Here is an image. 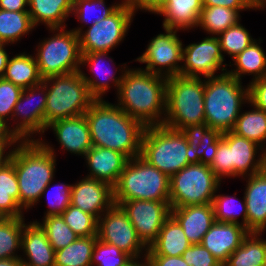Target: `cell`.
I'll list each match as a JSON object with an SVG mask.
<instances>
[{
  "instance_id": "8992f818",
  "label": "cell",
  "mask_w": 266,
  "mask_h": 266,
  "mask_svg": "<svg viewBox=\"0 0 266 266\" xmlns=\"http://www.w3.org/2000/svg\"><path fill=\"white\" fill-rule=\"evenodd\" d=\"M209 166L221 181L227 177L251 176L266 168V151L232 131L224 132L218 138V148Z\"/></svg>"
},
{
  "instance_id": "681fc988",
  "label": "cell",
  "mask_w": 266,
  "mask_h": 266,
  "mask_svg": "<svg viewBox=\"0 0 266 266\" xmlns=\"http://www.w3.org/2000/svg\"><path fill=\"white\" fill-rule=\"evenodd\" d=\"M210 127L206 122L196 125H190L181 130L187 139L191 154L198 148L201 139L204 137L205 132Z\"/></svg>"
},
{
  "instance_id": "91938a15",
  "label": "cell",
  "mask_w": 266,
  "mask_h": 266,
  "mask_svg": "<svg viewBox=\"0 0 266 266\" xmlns=\"http://www.w3.org/2000/svg\"><path fill=\"white\" fill-rule=\"evenodd\" d=\"M21 263L20 258L0 259V266H20Z\"/></svg>"
},
{
  "instance_id": "be15d7a7",
  "label": "cell",
  "mask_w": 266,
  "mask_h": 266,
  "mask_svg": "<svg viewBox=\"0 0 266 266\" xmlns=\"http://www.w3.org/2000/svg\"><path fill=\"white\" fill-rule=\"evenodd\" d=\"M20 266H28V265H26V264H24V263H21Z\"/></svg>"
},
{
  "instance_id": "f35d334b",
  "label": "cell",
  "mask_w": 266,
  "mask_h": 266,
  "mask_svg": "<svg viewBox=\"0 0 266 266\" xmlns=\"http://www.w3.org/2000/svg\"><path fill=\"white\" fill-rule=\"evenodd\" d=\"M234 196L225 194H216L213 198V208L215 221L225 223H237L244 226L247 229V210L245 203V196L243 201ZM237 200V201H236ZM241 214V215H240ZM239 216H242L241 222H239Z\"/></svg>"
},
{
  "instance_id": "cb8c5ba5",
  "label": "cell",
  "mask_w": 266,
  "mask_h": 266,
  "mask_svg": "<svg viewBox=\"0 0 266 266\" xmlns=\"http://www.w3.org/2000/svg\"><path fill=\"white\" fill-rule=\"evenodd\" d=\"M22 251L20 260L28 266H54L55 251L38 223L30 221L24 225L21 237Z\"/></svg>"
},
{
  "instance_id": "836d02e7",
  "label": "cell",
  "mask_w": 266,
  "mask_h": 266,
  "mask_svg": "<svg viewBox=\"0 0 266 266\" xmlns=\"http://www.w3.org/2000/svg\"><path fill=\"white\" fill-rule=\"evenodd\" d=\"M241 11L247 10H235L223 6H203L197 28L204 30L209 36L218 37L223 31L241 21Z\"/></svg>"
},
{
  "instance_id": "ee69618b",
  "label": "cell",
  "mask_w": 266,
  "mask_h": 266,
  "mask_svg": "<svg viewBox=\"0 0 266 266\" xmlns=\"http://www.w3.org/2000/svg\"><path fill=\"white\" fill-rule=\"evenodd\" d=\"M52 180L43 190L41 199L46 195L48 208L44 212V216L60 215L70 205L72 184L60 183L51 186Z\"/></svg>"
},
{
  "instance_id": "8d00e7d4",
  "label": "cell",
  "mask_w": 266,
  "mask_h": 266,
  "mask_svg": "<svg viewBox=\"0 0 266 266\" xmlns=\"http://www.w3.org/2000/svg\"><path fill=\"white\" fill-rule=\"evenodd\" d=\"M97 236L78 237L68 246L55 251L54 266H91Z\"/></svg>"
},
{
  "instance_id": "60d3db41",
  "label": "cell",
  "mask_w": 266,
  "mask_h": 266,
  "mask_svg": "<svg viewBox=\"0 0 266 266\" xmlns=\"http://www.w3.org/2000/svg\"><path fill=\"white\" fill-rule=\"evenodd\" d=\"M218 38L224 58V54H227L230 56V59L236 57L256 40L240 22L223 31Z\"/></svg>"
},
{
  "instance_id": "7dc6e473",
  "label": "cell",
  "mask_w": 266,
  "mask_h": 266,
  "mask_svg": "<svg viewBox=\"0 0 266 266\" xmlns=\"http://www.w3.org/2000/svg\"><path fill=\"white\" fill-rule=\"evenodd\" d=\"M181 256L189 266H223L201 244H192Z\"/></svg>"
},
{
  "instance_id": "7402d4cb",
  "label": "cell",
  "mask_w": 266,
  "mask_h": 266,
  "mask_svg": "<svg viewBox=\"0 0 266 266\" xmlns=\"http://www.w3.org/2000/svg\"><path fill=\"white\" fill-rule=\"evenodd\" d=\"M86 162L88 178L100 180L114 187L123 171L128 158L115 150L92 146L82 157Z\"/></svg>"
},
{
  "instance_id": "b9f144b4",
  "label": "cell",
  "mask_w": 266,
  "mask_h": 266,
  "mask_svg": "<svg viewBox=\"0 0 266 266\" xmlns=\"http://www.w3.org/2000/svg\"><path fill=\"white\" fill-rule=\"evenodd\" d=\"M60 215L79 237L97 236L98 219L94 215L73 205H69Z\"/></svg>"
},
{
  "instance_id": "ac0fdd59",
  "label": "cell",
  "mask_w": 266,
  "mask_h": 266,
  "mask_svg": "<svg viewBox=\"0 0 266 266\" xmlns=\"http://www.w3.org/2000/svg\"><path fill=\"white\" fill-rule=\"evenodd\" d=\"M108 54L109 52L81 53V67L87 66L90 69L89 72H91L92 76H89L82 69L80 70V72L85 83L88 86L90 95L95 100H104L103 96H105V94L109 92V89L112 86H114L116 91H118L123 76L128 69V66L126 65V63H124L122 64L123 66L118 65L119 67L121 66V69L118 68L119 71L116 68L114 72V70H112L109 65H106L107 62L114 64L113 58L109 57ZM117 71L119 73H117ZM116 74L119 75L116 76Z\"/></svg>"
},
{
  "instance_id": "4fadbf2b",
  "label": "cell",
  "mask_w": 266,
  "mask_h": 266,
  "mask_svg": "<svg viewBox=\"0 0 266 266\" xmlns=\"http://www.w3.org/2000/svg\"><path fill=\"white\" fill-rule=\"evenodd\" d=\"M36 96H39L38 99ZM46 103L47 90L43 82L22 90L11 119L15 125L11 124L12 121L8 124L9 130L19 141H38L43 137ZM36 134L40 138L35 139L33 136Z\"/></svg>"
},
{
  "instance_id": "11a10c76",
  "label": "cell",
  "mask_w": 266,
  "mask_h": 266,
  "mask_svg": "<svg viewBox=\"0 0 266 266\" xmlns=\"http://www.w3.org/2000/svg\"><path fill=\"white\" fill-rule=\"evenodd\" d=\"M166 0H141L137 5L138 11L154 13Z\"/></svg>"
},
{
  "instance_id": "484cf974",
  "label": "cell",
  "mask_w": 266,
  "mask_h": 266,
  "mask_svg": "<svg viewBox=\"0 0 266 266\" xmlns=\"http://www.w3.org/2000/svg\"><path fill=\"white\" fill-rule=\"evenodd\" d=\"M202 0H166L154 14L163 16L162 28L188 31L197 28Z\"/></svg>"
},
{
  "instance_id": "f6af8a7d",
  "label": "cell",
  "mask_w": 266,
  "mask_h": 266,
  "mask_svg": "<svg viewBox=\"0 0 266 266\" xmlns=\"http://www.w3.org/2000/svg\"><path fill=\"white\" fill-rule=\"evenodd\" d=\"M22 88L0 78V118L7 124L11 121L15 104L20 98Z\"/></svg>"
},
{
  "instance_id": "f907efd6",
  "label": "cell",
  "mask_w": 266,
  "mask_h": 266,
  "mask_svg": "<svg viewBox=\"0 0 266 266\" xmlns=\"http://www.w3.org/2000/svg\"><path fill=\"white\" fill-rule=\"evenodd\" d=\"M203 6H223L235 10H252L249 0H202Z\"/></svg>"
},
{
  "instance_id": "9f6ffc18",
  "label": "cell",
  "mask_w": 266,
  "mask_h": 266,
  "mask_svg": "<svg viewBox=\"0 0 266 266\" xmlns=\"http://www.w3.org/2000/svg\"><path fill=\"white\" fill-rule=\"evenodd\" d=\"M7 44L0 43V78H3L8 60L10 58L6 51Z\"/></svg>"
},
{
  "instance_id": "ffe728a7",
  "label": "cell",
  "mask_w": 266,
  "mask_h": 266,
  "mask_svg": "<svg viewBox=\"0 0 266 266\" xmlns=\"http://www.w3.org/2000/svg\"><path fill=\"white\" fill-rule=\"evenodd\" d=\"M53 130L56 140L63 151L85 156L93 146L90 128L85 115L60 119L47 126V130Z\"/></svg>"
},
{
  "instance_id": "6f0895ef",
  "label": "cell",
  "mask_w": 266,
  "mask_h": 266,
  "mask_svg": "<svg viewBox=\"0 0 266 266\" xmlns=\"http://www.w3.org/2000/svg\"><path fill=\"white\" fill-rule=\"evenodd\" d=\"M0 139H17L9 130L8 124L0 118Z\"/></svg>"
},
{
  "instance_id": "d6986e66",
  "label": "cell",
  "mask_w": 266,
  "mask_h": 266,
  "mask_svg": "<svg viewBox=\"0 0 266 266\" xmlns=\"http://www.w3.org/2000/svg\"><path fill=\"white\" fill-rule=\"evenodd\" d=\"M71 187L70 205L94 215L97 219L114 203L113 187L103 181L82 177Z\"/></svg>"
},
{
  "instance_id": "5b68a950",
  "label": "cell",
  "mask_w": 266,
  "mask_h": 266,
  "mask_svg": "<svg viewBox=\"0 0 266 266\" xmlns=\"http://www.w3.org/2000/svg\"><path fill=\"white\" fill-rule=\"evenodd\" d=\"M204 91L205 78L168 77L163 125L181 131L187 126L204 123Z\"/></svg>"
},
{
  "instance_id": "1f68e13d",
  "label": "cell",
  "mask_w": 266,
  "mask_h": 266,
  "mask_svg": "<svg viewBox=\"0 0 266 266\" xmlns=\"http://www.w3.org/2000/svg\"><path fill=\"white\" fill-rule=\"evenodd\" d=\"M262 235L249 232L223 266H266V239Z\"/></svg>"
},
{
  "instance_id": "9c48e42d",
  "label": "cell",
  "mask_w": 266,
  "mask_h": 266,
  "mask_svg": "<svg viewBox=\"0 0 266 266\" xmlns=\"http://www.w3.org/2000/svg\"><path fill=\"white\" fill-rule=\"evenodd\" d=\"M170 178L141 156L128 160L113 187L114 201H169Z\"/></svg>"
},
{
  "instance_id": "c3c4849f",
  "label": "cell",
  "mask_w": 266,
  "mask_h": 266,
  "mask_svg": "<svg viewBox=\"0 0 266 266\" xmlns=\"http://www.w3.org/2000/svg\"><path fill=\"white\" fill-rule=\"evenodd\" d=\"M249 101L266 112V77L249 84Z\"/></svg>"
},
{
  "instance_id": "ba28073f",
  "label": "cell",
  "mask_w": 266,
  "mask_h": 266,
  "mask_svg": "<svg viewBox=\"0 0 266 266\" xmlns=\"http://www.w3.org/2000/svg\"><path fill=\"white\" fill-rule=\"evenodd\" d=\"M46 85L45 131L52 122L83 115L95 101L80 71L52 76Z\"/></svg>"
},
{
  "instance_id": "e575fe53",
  "label": "cell",
  "mask_w": 266,
  "mask_h": 266,
  "mask_svg": "<svg viewBox=\"0 0 266 266\" xmlns=\"http://www.w3.org/2000/svg\"><path fill=\"white\" fill-rule=\"evenodd\" d=\"M123 2H115L106 7L104 0H73L72 15L80 21L81 26L72 30L79 35L85 27H90L112 15ZM83 24V25H82ZM87 25V26H86Z\"/></svg>"
},
{
  "instance_id": "6da1fadb",
  "label": "cell",
  "mask_w": 266,
  "mask_h": 266,
  "mask_svg": "<svg viewBox=\"0 0 266 266\" xmlns=\"http://www.w3.org/2000/svg\"><path fill=\"white\" fill-rule=\"evenodd\" d=\"M93 146L123 153L128 159L141 155L146 126L127 115L116 104L95 100L84 113Z\"/></svg>"
},
{
  "instance_id": "f546056e",
  "label": "cell",
  "mask_w": 266,
  "mask_h": 266,
  "mask_svg": "<svg viewBox=\"0 0 266 266\" xmlns=\"http://www.w3.org/2000/svg\"><path fill=\"white\" fill-rule=\"evenodd\" d=\"M0 217H24L19 205L18 180L10 160L0 166Z\"/></svg>"
},
{
  "instance_id": "816d5d0a",
  "label": "cell",
  "mask_w": 266,
  "mask_h": 266,
  "mask_svg": "<svg viewBox=\"0 0 266 266\" xmlns=\"http://www.w3.org/2000/svg\"><path fill=\"white\" fill-rule=\"evenodd\" d=\"M150 266H189L182 256L146 255Z\"/></svg>"
},
{
  "instance_id": "7c38bea8",
  "label": "cell",
  "mask_w": 266,
  "mask_h": 266,
  "mask_svg": "<svg viewBox=\"0 0 266 266\" xmlns=\"http://www.w3.org/2000/svg\"><path fill=\"white\" fill-rule=\"evenodd\" d=\"M138 8L123 3L112 15L79 34L81 53L111 52L124 41Z\"/></svg>"
},
{
  "instance_id": "d590c367",
  "label": "cell",
  "mask_w": 266,
  "mask_h": 266,
  "mask_svg": "<svg viewBox=\"0 0 266 266\" xmlns=\"http://www.w3.org/2000/svg\"><path fill=\"white\" fill-rule=\"evenodd\" d=\"M36 29L28 11H7L0 9V43L15 44Z\"/></svg>"
},
{
  "instance_id": "603a6c76",
  "label": "cell",
  "mask_w": 266,
  "mask_h": 266,
  "mask_svg": "<svg viewBox=\"0 0 266 266\" xmlns=\"http://www.w3.org/2000/svg\"><path fill=\"white\" fill-rule=\"evenodd\" d=\"M247 210V230L264 233L266 230V168L259 173L243 177Z\"/></svg>"
},
{
  "instance_id": "f5cc1de1",
  "label": "cell",
  "mask_w": 266,
  "mask_h": 266,
  "mask_svg": "<svg viewBox=\"0 0 266 266\" xmlns=\"http://www.w3.org/2000/svg\"><path fill=\"white\" fill-rule=\"evenodd\" d=\"M18 142V139H0V166L10 159L12 148H14ZM6 150L9 151L7 152Z\"/></svg>"
},
{
  "instance_id": "5bb4252c",
  "label": "cell",
  "mask_w": 266,
  "mask_h": 266,
  "mask_svg": "<svg viewBox=\"0 0 266 266\" xmlns=\"http://www.w3.org/2000/svg\"><path fill=\"white\" fill-rule=\"evenodd\" d=\"M163 29L164 33L153 37L143 54L134 61L146 64L145 69H141L168 78L180 75L184 44L177 35L179 31Z\"/></svg>"
},
{
  "instance_id": "30bf717a",
  "label": "cell",
  "mask_w": 266,
  "mask_h": 266,
  "mask_svg": "<svg viewBox=\"0 0 266 266\" xmlns=\"http://www.w3.org/2000/svg\"><path fill=\"white\" fill-rule=\"evenodd\" d=\"M65 29V27L47 28L53 34L50 38L40 40L36 45L37 51L34 53V57L43 80L83 69L79 35L72 29Z\"/></svg>"
},
{
  "instance_id": "e0dca14e",
  "label": "cell",
  "mask_w": 266,
  "mask_h": 266,
  "mask_svg": "<svg viewBox=\"0 0 266 266\" xmlns=\"http://www.w3.org/2000/svg\"><path fill=\"white\" fill-rule=\"evenodd\" d=\"M114 203L127 214L138 237L147 247L157 239L162 226L171 215L169 201L131 200Z\"/></svg>"
},
{
  "instance_id": "4316f807",
  "label": "cell",
  "mask_w": 266,
  "mask_h": 266,
  "mask_svg": "<svg viewBox=\"0 0 266 266\" xmlns=\"http://www.w3.org/2000/svg\"><path fill=\"white\" fill-rule=\"evenodd\" d=\"M28 13L34 27L66 28L72 16L73 0H28Z\"/></svg>"
},
{
  "instance_id": "2e32d148",
  "label": "cell",
  "mask_w": 266,
  "mask_h": 266,
  "mask_svg": "<svg viewBox=\"0 0 266 266\" xmlns=\"http://www.w3.org/2000/svg\"><path fill=\"white\" fill-rule=\"evenodd\" d=\"M183 45L181 76L195 78H209L217 76V71L222 74L227 72L224 63L226 60L221 51V45L217 36H207L197 43ZM216 74V75H215Z\"/></svg>"
},
{
  "instance_id": "9a60e30c",
  "label": "cell",
  "mask_w": 266,
  "mask_h": 266,
  "mask_svg": "<svg viewBox=\"0 0 266 266\" xmlns=\"http://www.w3.org/2000/svg\"><path fill=\"white\" fill-rule=\"evenodd\" d=\"M97 238L104 243L115 245L132 258L145 257L148 251L127 214L116 204L98 219Z\"/></svg>"
},
{
  "instance_id": "6125c7cd",
  "label": "cell",
  "mask_w": 266,
  "mask_h": 266,
  "mask_svg": "<svg viewBox=\"0 0 266 266\" xmlns=\"http://www.w3.org/2000/svg\"><path fill=\"white\" fill-rule=\"evenodd\" d=\"M120 1H122L123 3H131L137 6L141 0H120Z\"/></svg>"
},
{
  "instance_id": "bcb514c9",
  "label": "cell",
  "mask_w": 266,
  "mask_h": 266,
  "mask_svg": "<svg viewBox=\"0 0 266 266\" xmlns=\"http://www.w3.org/2000/svg\"><path fill=\"white\" fill-rule=\"evenodd\" d=\"M222 133L213 128H209L201 139L198 148L192 153L193 162L210 165L213 162L218 148V138Z\"/></svg>"
},
{
  "instance_id": "8fae6325",
  "label": "cell",
  "mask_w": 266,
  "mask_h": 266,
  "mask_svg": "<svg viewBox=\"0 0 266 266\" xmlns=\"http://www.w3.org/2000/svg\"><path fill=\"white\" fill-rule=\"evenodd\" d=\"M209 165L192 162L170 177L171 208L209 204L221 187Z\"/></svg>"
},
{
  "instance_id": "277c9868",
  "label": "cell",
  "mask_w": 266,
  "mask_h": 266,
  "mask_svg": "<svg viewBox=\"0 0 266 266\" xmlns=\"http://www.w3.org/2000/svg\"><path fill=\"white\" fill-rule=\"evenodd\" d=\"M248 101L249 85L244 87L242 82L228 72L205 78V122L210 128L221 133L232 131Z\"/></svg>"
},
{
  "instance_id": "3957f363",
  "label": "cell",
  "mask_w": 266,
  "mask_h": 266,
  "mask_svg": "<svg viewBox=\"0 0 266 266\" xmlns=\"http://www.w3.org/2000/svg\"><path fill=\"white\" fill-rule=\"evenodd\" d=\"M46 142L19 141L9 159L18 180L19 205L26 212L40 202L43 190L55 177L56 150Z\"/></svg>"
},
{
  "instance_id": "db71d44e",
  "label": "cell",
  "mask_w": 266,
  "mask_h": 266,
  "mask_svg": "<svg viewBox=\"0 0 266 266\" xmlns=\"http://www.w3.org/2000/svg\"><path fill=\"white\" fill-rule=\"evenodd\" d=\"M0 9L7 11H28V0H0Z\"/></svg>"
},
{
  "instance_id": "d4e9b609",
  "label": "cell",
  "mask_w": 266,
  "mask_h": 266,
  "mask_svg": "<svg viewBox=\"0 0 266 266\" xmlns=\"http://www.w3.org/2000/svg\"><path fill=\"white\" fill-rule=\"evenodd\" d=\"M171 216L183 228L191 244H200L215 222L212 203L171 208Z\"/></svg>"
},
{
  "instance_id": "ab89813d",
  "label": "cell",
  "mask_w": 266,
  "mask_h": 266,
  "mask_svg": "<svg viewBox=\"0 0 266 266\" xmlns=\"http://www.w3.org/2000/svg\"><path fill=\"white\" fill-rule=\"evenodd\" d=\"M32 222L38 223L45 231L47 239L54 251H58L73 241L79 236L65 223L61 215H50L43 218V220Z\"/></svg>"
},
{
  "instance_id": "52a82bcc",
  "label": "cell",
  "mask_w": 266,
  "mask_h": 266,
  "mask_svg": "<svg viewBox=\"0 0 266 266\" xmlns=\"http://www.w3.org/2000/svg\"><path fill=\"white\" fill-rule=\"evenodd\" d=\"M140 156L169 178L193 162L184 134L165 125L146 126Z\"/></svg>"
},
{
  "instance_id": "7a4b0ae2",
  "label": "cell",
  "mask_w": 266,
  "mask_h": 266,
  "mask_svg": "<svg viewBox=\"0 0 266 266\" xmlns=\"http://www.w3.org/2000/svg\"><path fill=\"white\" fill-rule=\"evenodd\" d=\"M167 77L139 68H128L116 92L117 103L127 115L145 126L163 125Z\"/></svg>"
},
{
  "instance_id": "44dd1931",
  "label": "cell",
  "mask_w": 266,
  "mask_h": 266,
  "mask_svg": "<svg viewBox=\"0 0 266 266\" xmlns=\"http://www.w3.org/2000/svg\"><path fill=\"white\" fill-rule=\"evenodd\" d=\"M248 234L249 231L240 224L215 221L200 244L223 265Z\"/></svg>"
},
{
  "instance_id": "d6a6232c",
  "label": "cell",
  "mask_w": 266,
  "mask_h": 266,
  "mask_svg": "<svg viewBox=\"0 0 266 266\" xmlns=\"http://www.w3.org/2000/svg\"><path fill=\"white\" fill-rule=\"evenodd\" d=\"M248 104L252 106V110H241L232 132L257 143L266 151V112L250 101Z\"/></svg>"
},
{
  "instance_id": "94428289",
  "label": "cell",
  "mask_w": 266,
  "mask_h": 266,
  "mask_svg": "<svg viewBox=\"0 0 266 266\" xmlns=\"http://www.w3.org/2000/svg\"><path fill=\"white\" fill-rule=\"evenodd\" d=\"M253 10H264L266 8V0H254L252 2Z\"/></svg>"
},
{
  "instance_id": "4dcf8cb0",
  "label": "cell",
  "mask_w": 266,
  "mask_h": 266,
  "mask_svg": "<svg viewBox=\"0 0 266 266\" xmlns=\"http://www.w3.org/2000/svg\"><path fill=\"white\" fill-rule=\"evenodd\" d=\"M3 78L22 89L40 84L43 81L34 55L25 51L9 58Z\"/></svg>"
},
{
  "instance_id": "f1b7e54d",
  "label": "cell",
  "mask_w": 266,
  "mask_h": 266,
  "mask_svg": "<svg viewBox=\"0 0 266 266\" xmlns=\"http://www.w3.org/2000/svg\"><path fill=\"white\" fill-rule=\"evenodd\" d=\"M191 245L183 228L170 215L162 226L157 239L148 247L146 255L181 256Z\"/></svg>"
},
{
  "instance_id": "680465c9",
  "label": "cell",
  "mask_w": 266,
  "mask_h": 266,
  "mask_svg": "<svg viewBox=\"0 0 266 266\" xmlns=\"http://www.w3.org/2000/svg\"><path fill=\"white\" fill-rule=\"evenodd\" d=\"M143 259V261H142ZM140 258H132L126 265L124 266H150L147 257Z\"/></svg>"
},
{
  "instance_id": "83f0119b",
  "label": "cell",
  "mask_w": 266,
  "mask_h": 266,
  "mask_svg": "<svg viewBox=\"0 0 266 266\" xmlns=\"http://www.w3.org/2000/svg\"><path fill=\"white\" fill-rule=\"evenodd\" d=\"M262 41V42H261ZM263 40L259 38L254 40L247 48L230 61V66L235 68L227 70V72L242 82V77L251 75L253 78L248 85L255 81L266 77V54L262 46Z\"/></svg>"
},
{
  "instance_id": "74e56055",
  "label": "cell",
  "mask_w": 266,
  "mask_h": 266,
  "mask_svg": "<svg viewBox=\"0 0 266 266\" xmlns=\"http://www.w3.org/2000/svg\"><path fill=\"white\" fill-rule=\"evenodd\" d=\"M25 224V217L0 218V259L20 258L18 251Z\"/></svg>"
},
{
  "instance_id": "7bdbcfd3",
  "label": "cell",
  "mask_w": 266,
  "mask_h": 266,
  "mask_svg": "<svg viewBox=\"0 0 266 266\" xmlns=\"http://www.w3.org/2000/svg\"><path fill=\"white\" fill-rule=\"evenodd\" d=\"M132 257L115 245L97 239L91 257V266H124Z\"/></svg>"
}]
</instances>
